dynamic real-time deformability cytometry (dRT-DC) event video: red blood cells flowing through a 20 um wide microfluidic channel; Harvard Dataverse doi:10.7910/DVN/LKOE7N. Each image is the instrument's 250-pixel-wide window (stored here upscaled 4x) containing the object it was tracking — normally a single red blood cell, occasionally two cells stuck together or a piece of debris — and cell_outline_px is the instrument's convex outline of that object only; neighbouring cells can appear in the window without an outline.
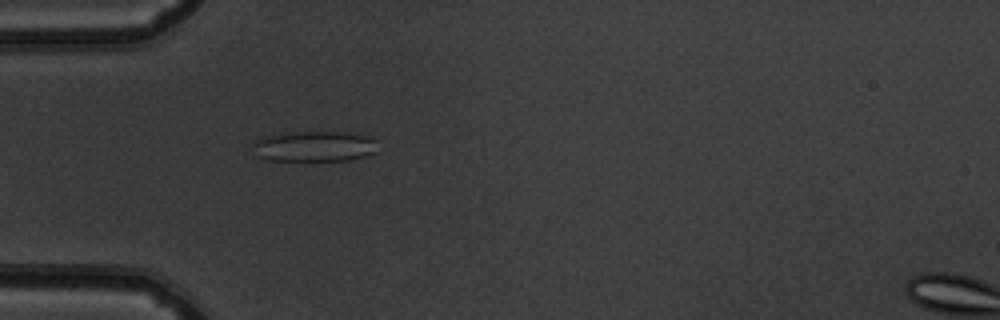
{"species": "common noctule bat (a hibernating species)", "species_latin": "Nyctalus noctula", "temperature_condition": "warm", "stored_images_in_passage": 38, "camera_frame_rate_fps": 3000, "um_per_image_px": 0.085, "animal": {"sex": "male", "body_mass_g": 19.5, "forearm_length_mm": 54.6}, "frame": {"image": 1, "passage_image": 2, "time_ms": 0.333, "image_size_px": [1000, 320], "cell_outline_px": [[376, 152], [364, 156], [348, 160], [268, 160], [256, 156], [248, 144], [252, 140], [264, 136], [280, 132], [356, 132], [368, 136], [376, 140]], "centroid_in_image_um": [26.63, 12.42], "position_along_channel_um": 58.4, "area_um2": 22.83}}
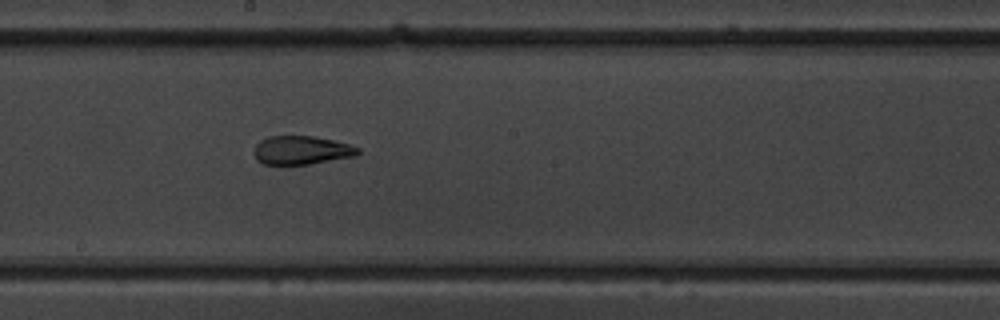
{"frame": {"image": 2, "passage_image": 15, "time_ms": 4.667, "image_size_px": [1000, 320], "cell_outline_px": [[360, 152], [356, 156], [308, 164], [264, 164], [256, 160], [252, 152], [256, 144], [260, 140], [268, 136], [312, 136], [332, 140], [348, 144], [360, 148]], "centroid_in_image_um": [25.59, 12.76], "position_along_channel_um": 222.6, "area_um2": 17.34}}
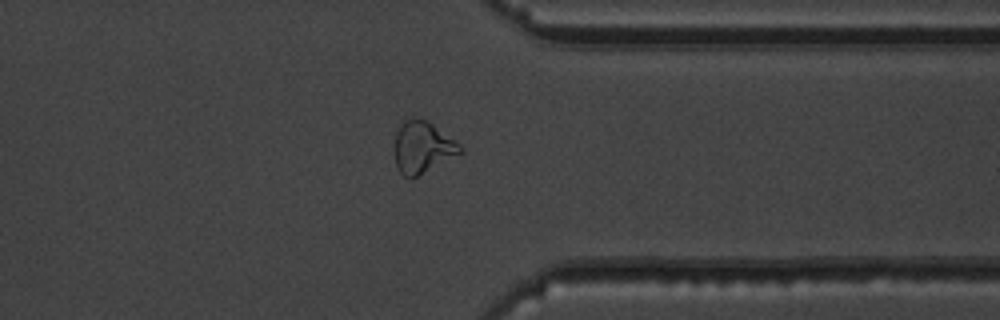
{"frame": {"image": 3, "passage_image": 27, "time_ms": 8.667, "image_size_px": [1000, 320], "cell_outline_px": [[464, 152], [412, 180], [404, 176], [400, 172], [396, 164], [396, 132], [400, 124], [404, 120], [412, 116], [428, 120], [460, 144], [464, 148]], "centroid_in_image_um": [35.95, 12.52], "position_along_channel_um": 375.5, "area_um2": 20.11}, "authors_computed_cell_mechanics": {"area_um2": 18.4093, "velocity_mm_per_s": 3.8974, "shape_relaxation_time_tau1_ms": 11.3726, "shape_relaxation_time_tau2_ms": 1.647, "deformation_change_tau1": 0.2885, "deformation_change_tau2": 0.1009}}